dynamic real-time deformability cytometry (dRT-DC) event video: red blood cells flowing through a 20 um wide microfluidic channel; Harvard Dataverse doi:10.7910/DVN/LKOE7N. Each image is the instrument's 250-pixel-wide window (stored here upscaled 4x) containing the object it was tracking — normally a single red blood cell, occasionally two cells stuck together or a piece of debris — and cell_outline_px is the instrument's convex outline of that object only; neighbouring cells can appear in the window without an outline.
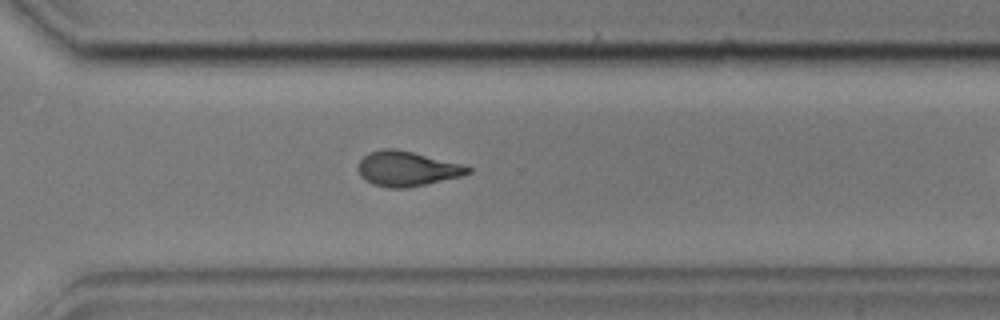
{"species": "common noctule bat (a hibernating species)", "species_latin": "Nyctalus noctula", "temperature_condition": "cold", "stored_images_in_passage": 45, "camera_frame_rate_fps": 3000, "um_per_image_px": 0.085, "animal": {"sex": "male", "body_mass_g": 17.9, "forearm_length_mm": 54.2}, "frame": {"image": 1, "passage_image": 39, "time_ms": 12.667, "image_size_px": [1000, 320], "cell_outline_px": [[472, 172], [464, 176], [408, 188], [388, 188], [372, 184], [364, 180], [360, 176], [356, 168], [360, 160], [368, 152], [384, 148], [392, 148], [412, 152], [468, 164], [472, 168]], "centroid_in_image_um": [34.63, 14.34], "position_along_channel_um": 336.0, "area_um2": 22.95}}